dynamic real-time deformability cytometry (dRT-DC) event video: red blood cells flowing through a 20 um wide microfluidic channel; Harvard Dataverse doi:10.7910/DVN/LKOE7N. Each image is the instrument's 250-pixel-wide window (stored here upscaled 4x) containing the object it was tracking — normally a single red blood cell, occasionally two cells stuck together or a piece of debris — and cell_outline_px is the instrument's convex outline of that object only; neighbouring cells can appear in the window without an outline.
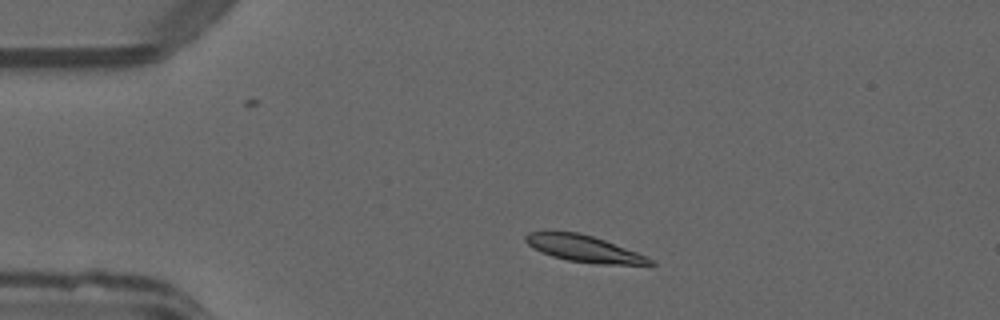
{"species": "common noctule bat (a hibernating species)", "species_latin": "Nyctalus noctula", "temperature_condition": "warm", "stored_images_in_passage": 42, "camera_frame_rate_fps": 3000, "um_per_image_px": 0.085, "animal": {"sex": "male", "forearm_length_mm": 52.5}, "frame": {"image": 1, "passage_image": 2, "time_ms": 0.333, "image_size_px": [1000, 320], "cell_outline_px": [[656, 264], [596, 264], [568, 260], [552, 256], [532, 248], [524, 240], [524, 236], [528, 232], [580, 232], [604, 240], [648, 256]], "centroid_in_image_um": [49.62, 21.13], "position_along_channel_um": 35.4, "area_um2": 19.07}}
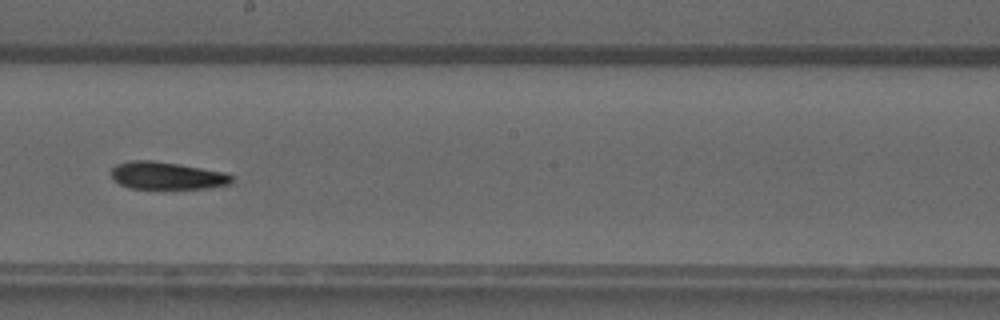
{"frame": {"image": 2, "passage_image": 20, "time_ms": 6.333, "image_size_px": [1000, 320], "cell_outline_px": [[236, 176], [232, 184], [208, 188], [128, 188], [112, 180], [112, 168], [116, 164], [132, 160], [152, 160], [224, 172]], "centroid_in_image_um": [14.21, 14.93], "position_along_channel_um": 234.0, "area_um2": 19.31}}
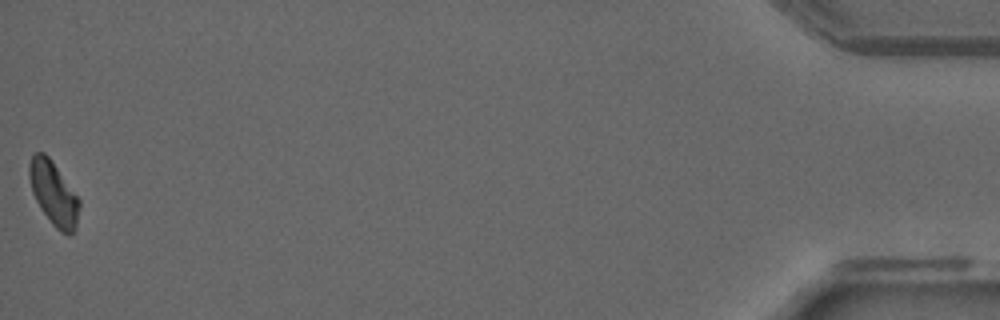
{"frame": {"image": 3, "passage_image": 42, "time_ms": 13.667, "image_size_px": [1000, 320], "cell_outline_px": [[80, 204], [76, 228], [68, 236], [60, 232], [52, 224], [40, 208], [32, 192], [28, 176], [28, 164], [32, 156], [36, 152], [44, 152], [48, 156], [80, 200]], "centroid_in_image_um": [4.54, 16.46], "position_along_channel_um": 430.7, "area_um2": 18.5}, "authors_computed_cell_mechanics": {"area_um2": 19.5942, "velocity_mm_per_s": 4.0339, "shape_relaxation_time_tau1_ms": 5.7153, "shape_relaxation_time_tau2_ms": null, "deformation_change_tau1": 0.1525, "deformation_change_tau2": null}}